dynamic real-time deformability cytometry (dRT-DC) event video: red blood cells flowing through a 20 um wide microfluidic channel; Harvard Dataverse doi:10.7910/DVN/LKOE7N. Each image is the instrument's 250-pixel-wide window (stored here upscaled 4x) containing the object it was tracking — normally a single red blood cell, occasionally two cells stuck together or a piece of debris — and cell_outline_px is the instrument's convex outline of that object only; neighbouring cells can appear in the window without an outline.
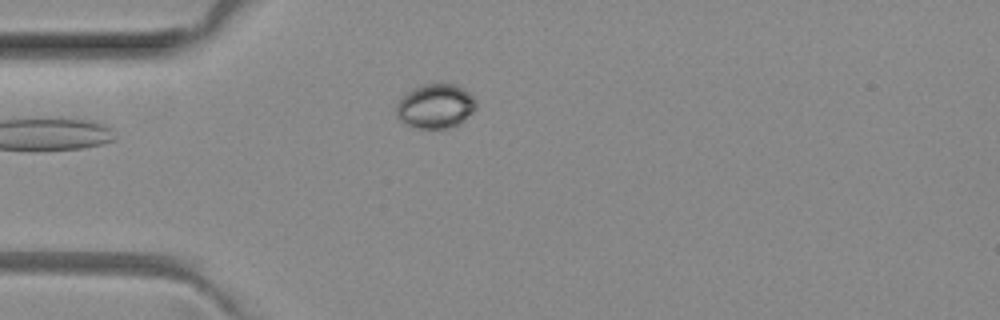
{"species": "common noctule bat (a hibernating species)", "species_latin": "Nyctalus noctula", "temperature_condition": "room temperature", "stored_images_in_passage": 3, "camera_frame_rate_fps": 3000, "um_per_image_px": 0.085, "animal": {"sex": "female", "body_mass_g": 29.2, "forearm_length_mm": 56.3}, "frame": {"image": 1, "passage_image": 3, "time_ms": 0.667, "image_size_px": [1000, 320], "cell_outline_px": [[476, 108], [472, 112], [456, 124], [444, 128], [420, 128], [408, 124], [400, 120], [396, 116], [396, 104], [412, 88], [420, 84], [452, 84], [464, 88], [476, 100]], "centroid_in_image_um": [36.99, 9.0], "position_along_channel_um": 48.0, "area_um2": 20.23}}